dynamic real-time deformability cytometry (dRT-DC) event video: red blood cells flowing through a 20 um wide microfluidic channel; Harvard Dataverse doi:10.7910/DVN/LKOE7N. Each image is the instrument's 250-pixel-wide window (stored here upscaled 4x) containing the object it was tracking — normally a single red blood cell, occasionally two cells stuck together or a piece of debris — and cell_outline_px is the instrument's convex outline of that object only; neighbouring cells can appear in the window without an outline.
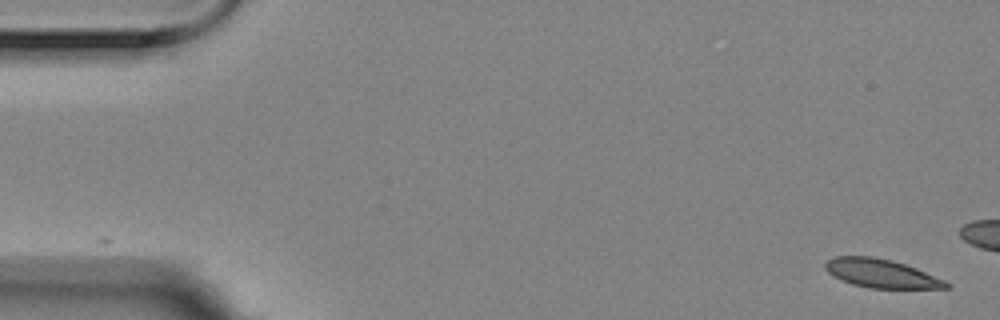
{"species": "Egyptian fruit bat (a non-hibernating species)", "species_latin": "Rousettus aegyptiacus", "temperature_condition": "room temperature", "stored_images_in_passage": 5, "camera_frame_rate_fps": 3000, "um_per_image_px": 0.085, "animal": {"sex": "female"}, "frame": {"image": 1, "passage_image": 1, "time_ms": 0.0, "image_size_px": [1000, 320], "cell_outline_px": [[952, 288], [868, 288], [852, 284], [840, 280], [828, 272], [824, 268], [824, 264], [828, 260], [836, 256], [872, 256], [892, 260], [916, 268], [944, 280], [952, 284]], "centroid_in_image_um": [74.9, 23.24], "position_along_channel_um": 10.1, "area_um2": 20.17}}